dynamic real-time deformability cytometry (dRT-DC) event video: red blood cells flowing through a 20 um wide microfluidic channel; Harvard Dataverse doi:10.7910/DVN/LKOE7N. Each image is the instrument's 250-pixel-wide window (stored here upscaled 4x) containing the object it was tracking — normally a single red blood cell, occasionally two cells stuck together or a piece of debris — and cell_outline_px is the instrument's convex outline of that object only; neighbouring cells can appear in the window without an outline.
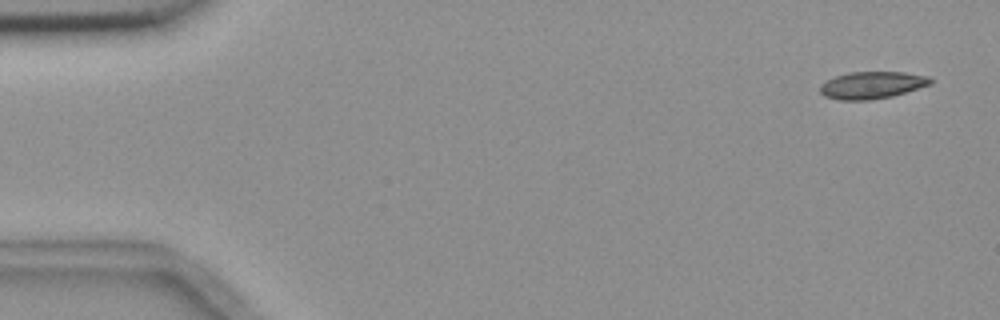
{"species": "common noctule bat (a hibernating species)", "species_latin": "Nyctalus noctula", "temperature_condition": "room temperature", "stored_images_in_passage": 6, "segment_of_instrument_passage": [1, 2], "camera_frame_rate_fps": 3000, "um_per_image_px": 0.085, "animal": {"sex": "female", "body_mass_g": 18.4}, "frame": {"image": 1, "passage_image": 1, "time_ms": 0.0, "image_size_px": [1000, 320], "cell_outline_px": [[932, 84], [892, 96], [868, 100], [840, 100], [824, 96], [820, 92], [820, 84], [836, 76], [848, 72], [904, 72], [928, 76], [932, 80]], "centroid_in_image_um": [74.11, 7.23], "position_along_channel_um": 10.9, "area_um2": 17.4}}